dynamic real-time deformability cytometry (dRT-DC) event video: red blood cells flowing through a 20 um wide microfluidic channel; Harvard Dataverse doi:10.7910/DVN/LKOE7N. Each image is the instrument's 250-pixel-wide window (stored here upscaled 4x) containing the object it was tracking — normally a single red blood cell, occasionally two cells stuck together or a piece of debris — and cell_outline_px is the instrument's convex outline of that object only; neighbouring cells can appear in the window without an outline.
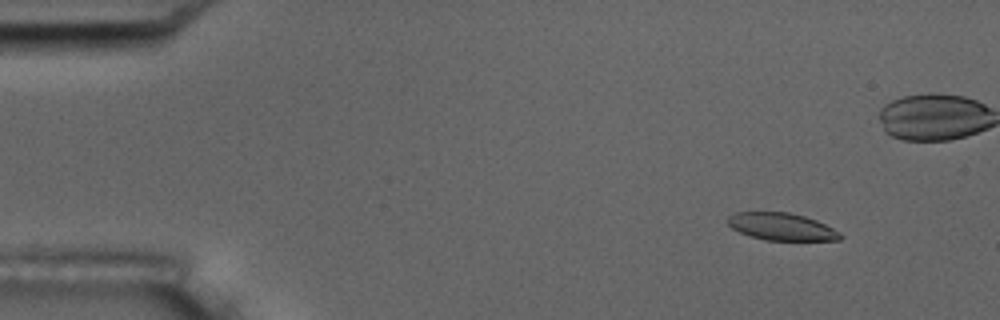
{"species": "common noctule bat (a hibernating species)", "species_latin": "Nyctalus noctula", "temperature_condition": "room temperature", "stored_images_in_passage": 4, "camera_frame_rate_fps": 3000, "um_per_image_px": 0.085, "animal": {"sex": "male", "body_mass_g": 17.5, "forearm_length_mm": 52.3}, "frame": {"image": 1, "passage_image": 2, "time_ms": 1.0, "image_size_px": [1000, 320], "cell_outline_px": [[844, 236], [840, 240], [764, 240], [740, 232], [732, 228], [728, 224], [728, 216], [736, 212], [788, 212], [804, 216], [816, 220], [840, 232]], "centroid_in_image_um": [66.45, 19.26], "position_along_channel_um": 18.6, "area_um2": 17.8}}